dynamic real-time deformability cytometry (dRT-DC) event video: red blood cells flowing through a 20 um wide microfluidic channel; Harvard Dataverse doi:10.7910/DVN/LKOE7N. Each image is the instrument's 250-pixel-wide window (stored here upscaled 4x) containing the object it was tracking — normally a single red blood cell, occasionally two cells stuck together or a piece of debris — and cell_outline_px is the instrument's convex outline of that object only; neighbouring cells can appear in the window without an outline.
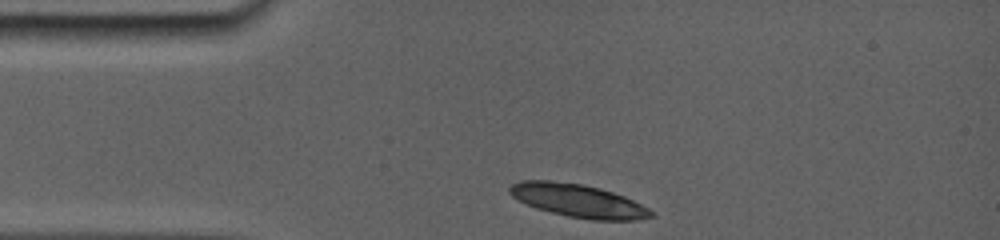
{"species": "common noctule bat (a hibernating species)", "species_latin": "Nyctalus noctula", "temperature_condition": "room temperature", "stored_images_in_passage": 4, "camera_frame_rate_fps": 5000, "um_per_image_px": 0.085, "animal": {"sex": "female", "body_mass_g": 19.0, "forearm_length_mm": 56.7}, "frame": {"image": 1, "passage_image": 1, "time_ms": 0.0, "image_size_px": [1000, 240], "cell_outline_px": [[656, 216], [636, 220], [592, 220], [568, 216], [536, 208], [524, 204], [512, 196], [508, 192], [508, 188], [512, 184], [520, 180], [552, 180], [584, 184], [600, 188], [624, 196], [656, 212]], "centroid_in_image_um": [49.14, 17.05], "position_along_channel_um": 35.9, "area_um2": 27.51}}